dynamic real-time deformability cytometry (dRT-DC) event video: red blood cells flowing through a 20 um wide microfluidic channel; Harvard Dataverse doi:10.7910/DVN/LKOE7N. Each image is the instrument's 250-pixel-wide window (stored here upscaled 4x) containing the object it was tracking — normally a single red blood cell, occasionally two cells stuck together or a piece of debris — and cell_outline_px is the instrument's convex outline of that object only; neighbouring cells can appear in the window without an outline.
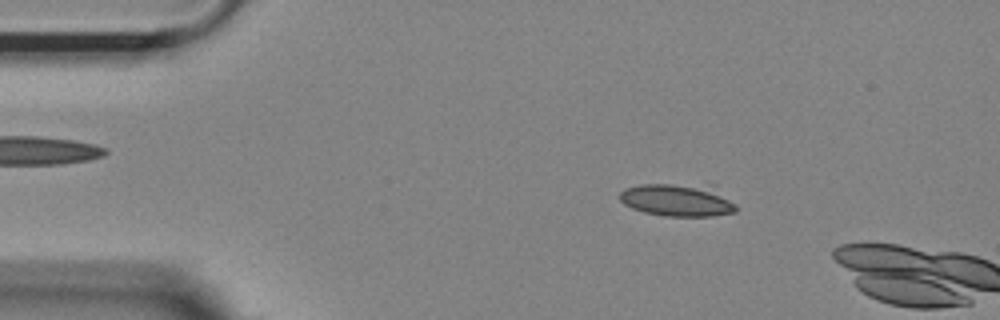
{"species": "Egyptian fruit bat (a non-hibernating species)", "species_latin": "Rousettus aegyptiacus", "temperature_condition": "room temperature", "stored_images_in_passage": 11, "camera_frame_rate_fps": 3000, "um_per_image_px": 0.085, "animal": {"sex": "female"}, "frame": {"image": 1, "passage_image": 8, "time_ms": 2.333, "image_size_px": [1000, 320], "cell_outline_px": [[736, 212], [712, 216], [664, 216], [644, 212], [632, 208], [624, 204], [620, 200], [620, 192], [624, 188], [640, 184], [716, 184], [736, 204]], "centroid_in_image_um": [57.67, 16.97], "position_along_channel_um": 27.3, "area_um2": 22.83}}